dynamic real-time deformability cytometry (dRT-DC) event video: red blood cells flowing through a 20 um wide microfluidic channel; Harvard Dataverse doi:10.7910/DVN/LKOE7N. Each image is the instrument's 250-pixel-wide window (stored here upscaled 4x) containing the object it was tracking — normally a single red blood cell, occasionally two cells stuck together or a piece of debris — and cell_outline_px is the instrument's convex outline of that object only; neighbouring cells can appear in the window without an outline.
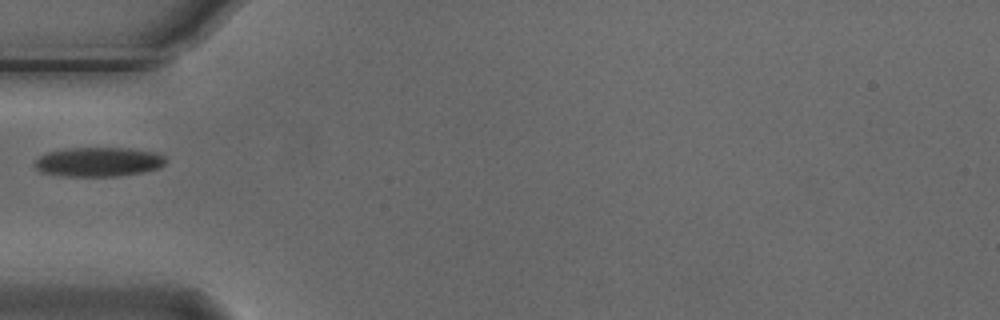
{"species": "Egyptian fruit bat (a non-hibernating species)", "species_latin": "Rousettus aegyptiacus", "temperature_condition": "cold", "stored_images_in_passage": 2, "camera_frame_rate_fps": 3000, "um_per_image_px": 0.085, "animal": {"sex": "male"}, "frame": {"image": 1, "passage_image": 1, "time_ms": 0.0, "image_size_px": [1000, 320], "cell_outline_px": [[168, 160], [160, 168], [144, 172], [116, 176], [64, 176], [40, 172], [32, 164], [40, 156], [48, 152], [64, 148], [132, 148], [156, 152], [164, 156]], "centroid_in_image_um": [8.39, 13.75], "position_along_channel_um": 76.6, "area_um2": 22.66}}
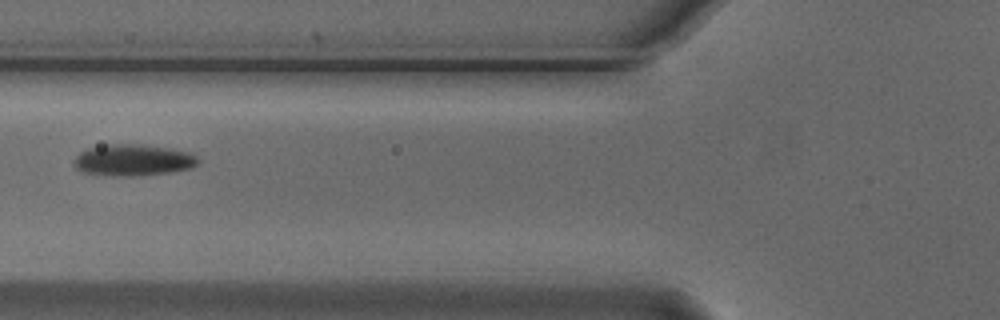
{"frame": {"image": 2, "passage_image": 2, "time_ms": 0.333, "image_size_px": [1000, 320], "cell_outline_px": [[200, 160], [192, 168], [168, 172], [136, 176], [112, 176], [84, 172], [76, 168], [72, 164], [76, 156], [80, 152], [88, 148], [108, 144], [140, 144], [168, 148], [192, 152]], "centroid_in_image_um": [11.31, 13.6], "position_along_channel_um": 114.5, "area_um2": 22.83}}